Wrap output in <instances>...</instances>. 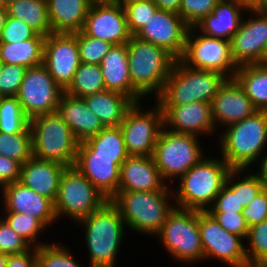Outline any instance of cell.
Listing matches in <instances>:
<instances>
[{
	"label": "cell",
	"instance_id": "obj_1",
	"mask_svg": "<svg viewBox=\"0 0 267 267\" xmlns=\"http://www.w3.org/2000/svg\"><path fill=\"white\" fill-rule=\"evenodd\" d=\"M77 224L85 228L84 242L90 261L88 267H115L120 245L126 236V225L117 206L107 200Z\"/></svg>",
	"mask_w": 267,
	"mask_h": 267
},
{
	"label": "cell",
	"instance_id": "obj_2",
	"mask_svg": "<svg viewBox=\"0 0 267 267\" xmlns=\"http://www.w3.org/2000/svg\"><path fill=\"white\" fill-rule=\"evenodd\" d=\"M225 128L218 137L221 158L231 169L250 172L249 167L257 163L267 147V111H256Z\"/></svg>",
	"mask_w": 267,
	"mask_h": 267
},
{
	"label": "cell",
	"instance_id": "obj_3",
	"mask_svg": "<svg viewBox=\"0 0 267 267\" xmlns=\"http://www.w3.org/2000/svg\"><path fill=\"white\" fill-rule=\"evenodd\" d=\"M170 198L173 200V189L168 188L157 191H118L110 200L117 206L125 225L131 231L156 236L176 207Z\"/></svg>",
	"mask_w": 267,
	"mask_h": 267
},
{
	"label": "cell",
	"instance_id": "obj_4",
	"mask_svg": "<svg viewBox=\"0 0 267 267\" xmlns=\"http://www.w3.org/2000/svg\"><path fill=\"white\" fill-rule=\"evenodd\" d=\"M229 165L222 158H202L179 179L173 199L176 207L207 211L225 185Z\"/></svg>",
	"mask_w": 267,
	"mask_h": 267
},
{
	"label": "cell",
	"instance_id": "obj_5",
	"mask_svg": "<svg viewBox=\"0 0 267 267\" xmlns=\"http://www.w3.org/2000/svg\"><path fill=\"white\" fill-rule=\"evenodd\" d=\"M132 86L145 98L164 88L176 58L166 49L132 36L127 42Z\"/></svg>",
	"mask_w": 267,
	"mask_h": 267
},
{
	"label": "cell",
	"instance_id": "obj_6",
	"mask_svg": "<svg viewBox=\"0 0 267 267\" xmlns=\"http://www.w3.org/2000/svg\"><path fill=\"white\" fill-rule=\"evenodd\" d=\"M227 79L222 73L195 69L176 59L162 93L155 101L159 105L211 103Z\"/></svg>",
	"mask_w": 267,
	"mask_h": 267
},
{
	"label": "cell",
	"instance_id": "obj_7",
	"mask_svg": "<svg viewBox=\"0 0 267 267\" xmlns=\"http://www.w3.org/2000/svg\"><path fill=\"white\" fill-rule=\"evenodd\" d=\"M29 126L33 157L74 166L80 141L56 112L34 117Z\"/></svg>",
	"mask_w": 267,
	"mask_h": 267
},
{
	"label": "cell",
	"instance_id": "obj_8",
	"mask_svg": "<svg viewBox=\"0 0 267 267\" xmlns=\"http://www.w3.org/2000/svg\"><path fill=\"white\" fill-rule=\"evenodd\" d=\"M170 256L183 263L204 260L199 211L175 207L156 235Z\"/></svg>",
	"mask_w": 267,
	"mask_h": 267
},
{
	"label": "cell",
	"instance_id": "obj_9",
	"mask_svg": "<svg viewBox=\"0 0 267 267\" xmlns=\"http://www.w3.org/2000/svg\"><path fill=\"white\" fill-rule=\"evenodd\" d=\"M108 199L75 166L66 167L54 201L57 220L74 221L89 216Z\"/></svg>",
	"mask_w": 267,
	"mask_h": 267
},
{
	"label": "cell",
	"instance_id": "obj_10",
	"mask_svg": "<svg viewBox=\"0 0 267 267\" xmlns=\"http://www.w3.org/2000/svg\"><path fill=\"white\" fill-rule=\"evenodd\" d=\"M198 136L172 132L165 127L157 139L153 158L163 180L168 182L183 176L204 158Z\"/></svg>",
	"mask_w": 267,
	"mask_h": 267
},
{
	"label": "cell",
	"instance_id": "obj_11",
	"mask_svg": "<svg viewBox=\"0 0 267 267\" xmlns=\"http://www.w3.org/2000/svg\"><path fill=\"white\" fill-rule=\"evenodd\" d=\"M179 59L189 67L215 71L228 78H233L238 70L231 54V41L199 34L195 27H189Z\"/></svg>",
	"mask_w": 267,
	"mask_h": 267
},
{
	"label": "cell",
	"instance_id": "obj_12",
	"mask_svg": "<svg viewBox=\"0 0 267 267\" xmlns=\"http://www.w3.org/2000/svg\"><path fill=\"white\" fill-rule=\"evenodd\" d=\"M141 105L134 103L120 124L129 156H152L164 127V114L157 102L155 108L146 111Z\"/></svg>",
	"mask_w": 267,
	"mask_h": 267
},
{
	"label": "cell",
	"instance_id": "obj_13",
	"mask_svg": "<svg viewBox=\"0 0 267 267\" xmlns=\"http://www.w3.org/2000/svg\"><path fill=\"white\" fill-rule=\"evenodd\" d=\"M64 90L54 82L47 68L42 64L27 68L16 95L26 117L56 112Z\"/></svg>",
	"mask_w": 267,
	"mask_h": 267
},
{
	"label": "cell",
	"instance_id": "obj_14",
	"mask_svg": "<svg viewBox=\"0 0 267 267\" xmlns=\"http://www.w3.org/2000/svg\"><path fill=\"white\" fill-rule=\"evenodd\" d=\"M199 229L204 261L214 258L230 267H249L245 240L223 229L207 211H199Z\"/></svg>",
	"mask_w": 267,
	"mask_h": 267
},
{
	"label": "cell",
	"instance_id": "obj_15",
	"mask_svg": "<svg viewBox=\"0 0 267 267\" xmlns=\"http://www.w3.org/2000/svg\"><path fill=\"white\" fill-rule=\"evenodd\" d=\"M80 63L78 32L51 33L46 36L43 65L63 90L72 82Z\"/></svg>",
	"mask_w": 267,
	"mask_h": 267
},
{
	"label": "cell",
	"instance_id": "obj_16",
	"mask_svg": "<svg viewBox=\"0 0 267 267\" xmlns=\"http://www.w3.org/2000/svg\"><path fill=\"white\" fill-rule=\"evenodd\" d=\"M82 32L112 45L125 44L132 37L125 9L115 1L93 2Z\"/></svg>",
	"mask_w": 267,
	"mask_h": 267
},
{
	"label": "cell",
	"instance_id": "obj_17",
	"mask_svg": "<svg viewBox=\"0 0 267 267\" xmlns=\"http://www.w3.org/2000/svg\"><path fill=\"white\" fill-rule=\"evenodd\" d=\"M249 11L251 17L242 20L239 30L230 40L233 61L238 67L260 64L267 51V14L252 6Z\"/></svg>",
	"mask_w": 267,
	"mask_h": 267
},
{
	"label": "cell",
	"instance_id": "obj_18",
	"mask_svg": "<svg viewBox=\"0 0 267 267\" xmlns=\"http://www.w3.org/2000/svg\"><path fill=\"white\" fill-rule=\"evenodd\" d=\"M188 30L189 26L177 12L157 9L135 36L166 49L179 59L185 49Z\"/></svg>",
	"mask_w": 267,
	"mask_h": 267
},
{
	"label": "cell",
	"instance_id": "obj_19",
	"mask_svg": "<svg viewBox=\"0 0 267 267\" xmlns=\"http://www.w3.org/2000/svg\"><path fill=\"white\" fill-rule=\"evenodd\" d=\"M126 159L94 156V151L81 141L74 166L110 200L118 192L120 167Z\"/></svg>",
	"mask_w": 267,
	"mask_h": 267
},
{
	"label": "cell",
	"instance_id": "obj_20",
	"mask_svg": "<svg viewBox=\"0 0 267 267\" xmlns=\"http://www.w3.org/2000/svg\"><path fill=\"white\" fill-rule=\"evenodd\" d=\"M164 127L172 132L203 136L214 134L211 103L194 102L184 105H160ZM214 132V133H213Z\"/></svg>",
	"mask_w": 267,
	"mask_h": 267
},
{
	"label": "cell",
	"instance_id": "obj_21",
	"mask_svg": "<svg viewBox=\"0 0 267 267\" xmlns=\"http://www.w3.org/2000/svg\"><path fill=\"white\" fill-rule=\"evenodd\" d=\"M216 129L239 122L258 111L234 78H228L211 102ZM220 125V127H219Z\"/></svg>",
	"mask_w": 267,
	"mask_h": 267
},
{
	"label": "cell",
	"instance_id": "obj_22",
	"mask_svg": "<svg viewBox=\"0 0 267 267\" xmlns=\"http://www.w3.org/2000/svg\"><path fill=\"white\" fill-rule=\"evenodd\" d=\"M4 212H16L38 218L47 228L57 220L54 202L19 181L1 188Z\"/></svg>",
	"mask_w": 267,
	"mask_h": 267
},
{
	"label": "cell",
	"instance_id": "obj_23",
	"mask_svg": "<svg viewBox=\"0 0 267 267\" xmlns=\"http://www.w3.org/2000/svg\"><path fill=\"white\" fill-rule=\"evenodd\" d=\"M250 6L245 0H220L212 13L206 15L194 27L206 36L231 40L239 30L242 15L246 14V11L249 12Z\"/></svg>",
	"mask_w": 267,
	"mask_h": 267
},
{
	"label": "cell",
	"instance_id": "obj_24",
	"mask_svg": "<svg viewBox=\"0 0 267 267\" xmlns=\"http://www.w3.org/2000/svg\"><path fill=\"white\" fill-rule=\"evenodd\" d=\"M165 183L153 156H128L120 167L118 191L167 190Z\"/></svg>",
	"mask_w": 267,
	"mask_h": 267
},
{
	"label": "cell",
	"instance_id": "obj_25",
	"mask_svg": "<svg viewBox=\"0 0 267 267\" xmlns=\"http://www.w3.org/2000/svg\"><path fill=\"white\" fill-rule=\"evenodd\" d=\"M100 67L106 90L123 93L135 103L142 102L143 96L131 83L127 43L112 45Z\"/></svg>",
	"mask_w": 267,
	"mask_h": 267
},
{
	"label": "cell",
	"instance_id": "obj_26",
	"mask_svg": "<svg viewBox=\"0 0 267 267\" xmlns=\"http://www.w3.org/2000/svg\"><path fill=\"white\" fill-rule=\"evenodd\" d=\"M65 168L59 163L32 156L21 165L19 182L54 202Z\"/></svg>",
	"mask_w": 267,
	"mask_h": 267
},
{
	"label": "cell",
	"instance_id": "obj_27",
	"mask_svg": "<svg viewBox=\"0 0 267 267\" xmlns=\"http://www.w3.org/2000/svg\"><path fill=\"white\" fill-rule=\"evenodd\" d=\"M56 113L80 142L98 134L105 127L83 98L73 97L65 92L59 100Z\"/></svg>",
	"mask_w": 267,
	"mask_h": 267
},
{
	"label": "cell",
	"instance_id": "obj_28",
	"mask_svg": "<svg viewBox=\"0 0 267 267\" xmlns=\"http://www.w3.org/2000/svg\"><path fill=\"white\" fill-rule=\"evenodd\" d=\"M92 3V0H46L51 33L82 31Z\"/></svg>",
	"mask_w": 267,
	"mask_h": 267
},
{
	"label": "cell",
	"instance_id": "obj_29",
	"mask_svg": "<svg viewBox=\"0 0 267 267\" xmlns=\"http://www.w3.org/2000/svg\"><path fill=\"white\" fill-rule=\"evenodd\" d=\"M83 99L105 127L120 126L126 112L135 103L123 93L111 90L87 95Z\"/></svg>",
	"mask_w": 267,
	"mask_h": 267
},
{
	"label": "cell",
	"instance_id": "obj_30",
	"mask_svg": "<svg viewBox=\"0 0 267 267\" xmlns=\"http://www.w3.org/2000/svg\"><path fill=\"white\" fill-rule=\"evenodd\" d=\"M45 38L37 34L34 38L17 43H0V59L5 64L26 68L42 65Z\"/></svg>",
	"mask_w": 267,
	"mask_h": 267
},
{
	"label": "cell",
	"instance_id": "obj_31",
	"mask_svg": "<svg viewBox=\"0 0 267 267\" xmlns=\"http://www.w3.org/2000/svg\"><path fill=\"white\" fill-rule=\"evenodd\" d=\"M233 78L258 111H267V65L239 66Z\"/></svg>",
	"mask_w": 267,
	"mask_h": 267
},
{
	"label": "cell",
	"instance_id": "obj_32",
	"mask_svg": "<svg viewBox=\"0 0 267 267\" xmlns=\"http://www.w3.org/2000/svg\"><path fill=\"white\" fill-rule=\"evenodd\" d=\"M6 7L7 17L22 20L38 34H51L46 0H14Z\"/></svg>",
	"mask_w": 267,
	"mask_h": 267
},
{
	"label": "cell",
	"instance_id": "obj_33",
	"mask_svg": "<svg viewBox=\"0 0 267 267\" xmlns=\"http://www.w3.org/2000/svg\"><path fill=\"white\" fill-rule=\"evenodd\" d=\"M100 65L80 63L72 82L64 90L70 96L83 98L87 95L105 91Z\"/></svg>",
	"mask_w": 267,
	"mask_h": 267
},
{
	"label": "cell",
	"instance_id": "obj_34",
	"mask_svg": "<svg viewBox=\"0 0 267 267\" xmlns=\"http://www.w3.org/2000/svg\"><path fill=\"white\" fill-rule=\"evenodd\" d=\"M84 142L94 151V156H129L120 126L104 127L98 134L87 138Z\"/></svg>",
	"mask_w": 267,
	"mask_h": 267
},
{
	"label": "cell",
	"instance_id": "obj_35",
	"mask_svg": "<svg viewBox=\"0 0 267 267\" xmlns=\"http://www.w3.org/2000/svg\"><path fill=\"white\" fill-rule=\"evenodd\" d=\"M246 171L247 169H231L225 180V185L232 192H237V198L243 208H245L265 187L261 178L256 173L248 174L247 172L242 178L241 174H245Z\"/></svg>",
	"mask_w": 267,
	"mask_h": 267
},
{
	"label": "cell",
	"instance_id": "obj_36",
	"mask_svg": "<svg viewBox=\"0 0 267 267\" xmlns=\"http://www.w3.org/2000/svg\"><path fill=\"white\" fill-rule=\"evenodd\" d=\"M0 155L23 165L32 157V133L30 126L23 132L8 134L0 132Z\"/></svg>",
	"mask_w": 267,
	"mask_h": 267
},
{
	"label": "cell",
	"instance_id": "obj_37",
	"mask_svg": "<svg viewBox=\"0 0 267 267\" xmlns=\"http://www.w3.org/2000/svg\"><path fill=\"white\" fill-rule=\"evenodd\" d=\"M28 126L29 119L24 114L17 97H0V132L20 133Z\"/></svg>",
	"mask_w": 267,
	"mask_h": 267
},
{
	"label": "cell",
	"instance_id": "obj_38",
	"mask_svg": "<svg viewBox=\"0 0 267 267\" xmlns=\"http://www.w3.org/2000/svg\"><path fill=\"white\" fill-rule=\"evenodd\" d=\"M4 214L6 215H3V219L10 227L26 239L33 247L45 245V243L39 241L38 238L40 234L44 232L46 226L38 218L16 212H5Z\"/></svg>",
	"mask_w": 267,
	"mask_h": 267
},
{
	"label": "cell",
	"instance_id": "obj_39",
	"mask_svg": "<svg viewBox=\"0 0 267 267\" xmlns=\"http://www.w3.org/2000/svg\"><path fill=\"white\" fill-rule=\"evenodd\" d=\"M37 247L36 267H83L72 256V252L61 243H47Z\"/></svg>",
	"mask_w": 267,
	"mask_h": 267
},
{
	"label": "cell",
	"instance_id": "obj_40",
	"mask_svg": "<svg viewBox=\"0 0 267 267\" xmlns=\"http://www.w3.org/2000/svg\"><path fill=\"white\" fill-rule=\"evenodd\" d=\"M246 240L249 267H259L267 260V219L249 227Z\"/></svg>",
	"mask_w": 267,
	"mask_h": 267
},
{
	"label": "cell",
	"instance_id": "obj_41",
	"mask_svg": "<svg viewBox=\"0 0 267 267\" xmlns=\"http://www.w3.org/2000/svg\"><path fill=\"white\" fill-rule=\"evenodd\" d=\"M123 7L126 13L127 26L132 36H135L147 24L158 9L153 0L133 1Z\"/></svg>",
	"mask_w": 267,
	"mask_h": 267
},
{
	"label": "cell",
	"instance_id": "obj_42",
	"mask_svg": "<svg viewBox=\"0 0 267 267\" xmlns=\"http://www.w3.org/2000/svg\"><path fill=\"white\" fill-rule=\"evenodd\" d=\"M78 47L82 63L100 65L112 44L96 37L87 36L80 31L78 32Z\"/></svg>",
	"mask_w": 267,
	"mask_h": 267
},
{
	"label": "cell",
	"instance_id": "obj_43",
	"mask_svg": "<svg viewBox=\"0 0 267 267\" xmlns=\"http://www.w3.org/2000/svg\"><path fill=\"white\" fill-rule=\"evenodd\" d=\"M220 0H182L179 15L189 27H194L206 15L212 13Z\"/></svg>",
	"mask_w": 267,
	"mask_h": 267
},
{
	"label": "cell",
	"instance_id": "obj_44",
	"mask_svg": "<svg viewBox=\"0 0 267 267\" xmlns=\"http://www.w3.org/2000/svg\"><path fill=\"white\" fill-rule=\"evenodd\" d=\"M31 247L32 245L0 216V253L12 255L29 250Z\"/></svg>",
	"mask_w": 267,
	"mask_h": 267
},
{
	"label": "cell",
	"instance_id": "obj_45",
	"mask_svg": "<svg viewBox=\"0 0 267 267\" xmlns=\"http://www.w3.org/2000/svg\"><path fill=\"white\" fill-rule=\"evenodd\" d=\"M27 68L20 65L4 64L0 74V97L16 96Z\"/></svg>",
	"mask_w": 267,
	"mask_h": 267
},
{
	"label": "cell",
	"instance_id": "obj_46",
	"mask_svg": "<svg viewBox=\"0 0 267 267\" xmlns=\"http://www.w3.org/2000/svg\"><path fill=\"white\" fill-rule=\"evenodd\" d=\"M38 33L22 20L7 17L0 33V43H17L34 38Z\"/></svg>",
	"mask_w": 267,
	"mask_h": 267
},
{
	"label": "cell",
	"instance_id": "obj_47",
	"mask_svg": "<svg viewBox=\"0 0 267 267\" xmlns=\"http://www.w3.org/2000/svg\"><path fill=\"white\" fill-rule=\"evenodd\" d=\"M226 231L247 238L249 226L242 212L227 213V212H208Z\"/></svg>",
	"mask_w": 267,
	"mask_h": 267
},
{
	"label": "cell",
	"instance_id": "obj_48",
	"mask_svg": "<svg viewBox=\"0 0 267 267\" xmlns=\"http://www.w3.org/2000/svg\"><path fill=\"white\" fill-rule=\"evenodd\" d=\"M249 227L267 219V188L264 187L257 196L242 210Z\"/></svg>",
	"mask_w": 267,
	"mask_h": 267
},
{
	"label": "cell",
	"instance_id": "obj_49",
	"mask_svg": "<svg viewBox=\"0 0 267 267\" xmlns=\"http://www.w3.org/2000/svg\"><path fill=\"white\" fill-rule=\"evenodd\" d=\"M243 209V206L239 203L237 198V192H232L226 185H224L207 212L236 213L242 212Z\"/></svg>",
	"mask_w": 267,
	"mask_h": 267
},
{
	"label": "cell",
	"instance_id": "obj_50",
	"mask_svg": "<svg viewBox=\"0 0 267 267\" xmlns=\"http://www.w3.org/2000/svg\"><path fill=\"white\" fill-rule=\"evenodd\" d=\"M21 164L16 160L0 155V189L5 185L18 182Z\"/></svg>",
	"mask_w": 267,
	"mask_h": 267
},
{
	"label": "cell",
	"instance_id": "obj_51",
	"mask_svg": "<svg viewBox=\"0 0 267 267\" xmlns=\"http://www.w3.org/2000/svg\"><path fill=\"white\" fill-rule=\"evenodd\" d=\"M37 247H31L21 253L7 255L6 267H36Z\"/></svg>",
	"mask_w": 267,
	"mask_h": 267
},
{
	"label": "cell",
	"instance_id": "obj_52",
	"mask_svg": "<svg viewBox=\"0 0 267 267\" xmlns=\"http://www.w3.org/2000/svg\"><path fill=\"white\" fill-rule=\"evenodd\" d=\"M158 9L169 10L179 13L182 0H153Z\"/></svg>",
	"mask_w": 267,
	"mask_h": 267
},
{
	"label": "cell",
	"instance_id": "obj_53",
	"mask_svg": "<svg viewBox=\"0 0 267 267\" xmlns=\"http://www.w3.org/2000/svg\"><path fill=\"white\" fill-rule=\"evenodd\" d=\"M265 155V156H264ZM258 164V171H255L256 174L261 178L264 186L267 188V152L260 156L259 160L257 161Z\"/></svg>",
	"mask_w": 267,
	"mask_h": 267
},
{
	"label": "cell",
	"instance_id": "obj_54",
	"mask_svg": "<svg viewBox=\"0 0 267 267\" xmlns=\"http://www.w3.org/2000/svg\"><path fill=\"white\" fill-rule=\"evenodd\" d=\"M251 6L258 12L267 14V0H256Z\"/></svg>",
	"mask_w": 267,
	"mask_h": 267
},
{
	"label": "cell",
	"instance_id": "obj_55",
	"mask_svg": "<svg viewBox=\"0 0 267 267\" xmlns=\"http://www.w3.org/2000/svg\"><path fill=\"white\" fill-rule=\"evenodd\" d=\"M7 10L6 7L4 6L1 10H0V33L1 30L3 29L6 19H7Z\"/></svg>",
	"mask_w": 267,
	"mask_h": 267
},
{
	"label": "cell",
	"instance_id": "obj_56",
	"mask_svg": "<svg viewBox=\"0 0 267 267\" xmlns=\"http://www.w3.org/2000/svg\"><path fill=\"white\" fill-rule=\"evenodd\" d=\"M7 255L0 253V267H6Z\"/></svg>",
	"mask_w": 267,
	"mask_h": 267
},
{
	"label": "cell",
	"instance_id": "obj_57",
	"mask_svg": "<svg viewBox=\"0 0 267 267\" xmlns=\"http://www.w3.org/2000/svg\"><path fill=\"white\" fill-rule=\"evenodd\" d=\"M113 1L117 2L121 6H124L130 2L139 1V0H113Z\"/></svg>",
	"mask_w": 267,
	"mask_h": 267
},
{
	"label": "cell",
	"instance_id": "obj_58",
	"mask_svg": "<svg viewBox=\"0 0 267 267\" xmlns=\"http://www.w3.org/2000/svg\"><path fill=\"white\" fill-rule=\"evenodd\" d=\"M14 0H0V2L4 5L7 6L10 2H13Z\"/></svg>",
	"mask_w": 267,
	"mask_h": 267
},
{
	"label": "cell",
	"instance_id": "obj_59",
	"mask_svg": "<svg viewBox=\"0 0 267 267\" xmlns=\"http://www.w3.org/2000/svg\"><path fill=\"white\" fill-rule=\"evenodd\" d=\"M263 65H267V51L262 59V62H261Z\"/></svg>",
	"mask_w": 267,
	"mask_h": 267
},
{
	"label": "cell",
	"instance_id": "obj_60",
	"mask_svg": "<svg viewBox=\"0 0 267 267\" xmlns=\"http://www.w3.org/2000/svg\"><path fill=\"white\" fill-rule=\"evenodd\" d=\"M4 62L0 59V74L3 72Z\"/></svg>",
	"mask_w": 267,
	"mask_h": 267
},
{
	"label": "cell",
	"instance_id": "obj_61",
	"mask_svg": "<svg viewBox=\"0 0 267 267\" xmlns=\"http://www.w3.org/2000/svg\"><path fill=\"white\" fill-rule=\"evenodd\" d=\"M247 3H249L250 5H252L256 0H245Z\"/></svg>",
	"mask_w": 267,
	"mask_h": 267
},
{
	"label": "cell",
	"instance_id": "obj_62",
	"mask_svg": "<svg viewBox=\"0 0 267 267\" xmlns=\"http://www.w3.org/2000/svg\"><path fill=\"white\" fill-rule=\"evenodd\" d=\"M259 267H267V260L262 265H260Z\"/></svg>",
	"mask_w": 267,
	"mask_h": 267
},
{
	"label": "cell",
	"instance_id": "obj_63",
	"mask_svg": "<svg viewBox=\"0 0 267 267\" xmlns=\"http://www.w3.org/2000/svg\"><path fill=\"white\" fill-rule=\"evenodd\" d=\"M93 2H103V1H109V0H92Z\"/></svg>",
	"mask_w": 267,
	"mask_h": 267
},
{
	"label": "cell",
	"instance_id": "obj_64",
	"mask_svg": "<svg viewBox=\"0 0 267 267\" xmlns=\"http://www.w3.org/2000/svg\"><path fill=\"white\" fill-rule=\"evenodd\" d=\"M4 7V5L0 2V10Z\"/></svg>",
	"mask_w": 267,
	"mask_h": 267
}]
</instances>
